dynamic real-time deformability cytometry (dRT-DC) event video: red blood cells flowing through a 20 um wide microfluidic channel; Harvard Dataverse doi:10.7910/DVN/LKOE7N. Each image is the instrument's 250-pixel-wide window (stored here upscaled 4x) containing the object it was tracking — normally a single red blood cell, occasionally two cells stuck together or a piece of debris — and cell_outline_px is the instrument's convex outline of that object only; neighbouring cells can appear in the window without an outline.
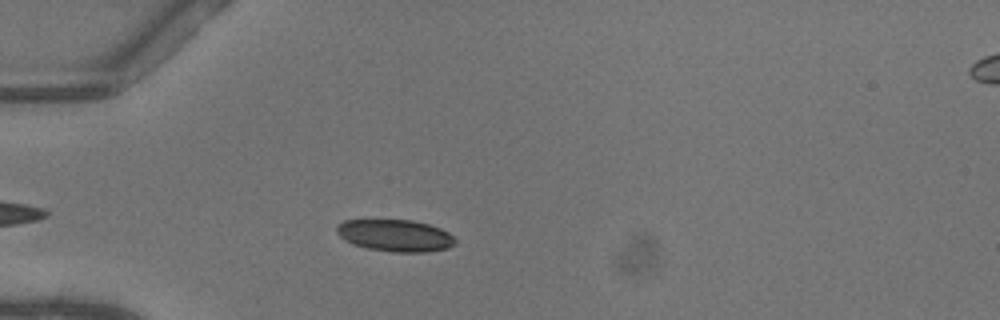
{"species": "common noctule bat (a hibernating species)", "species_latin": "Nyctalus noctula", "temperature_condition": "warm", "stored_images_in_passage": 39, "camera_frame_rate_fps": 3000, "um_per_image_px": 0.085, "animal": {"sex": "female"}, "frame": {"image": 1, "passage_image": 7, "time_ms": 2.0, "image_size_px": [1000, 320], "cell_outline_px": [[456, 244], [448, 248], [428, 252], [392, 252], [368, 248], [352, 244], [344, 240], [336, 232], [336, 224], [344, 220], [412, 220], [428, 224], [440, 228], [448, 232], [456, 240]], "centroid_in_image_um": [33.58, 20.02], "position_along_channel_um": 51.4, "area_um2": 22.2}}
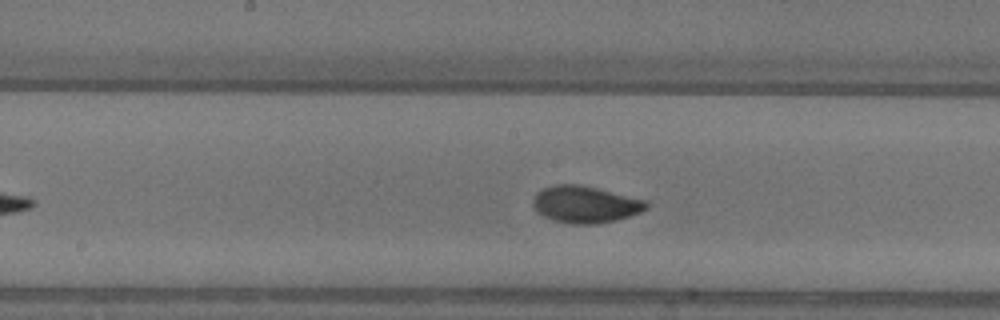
{"frame": {"image": 2, "passage_image": 19, "time_ms": 6.0, "image_size_px": [1000, 320], "cell_outline_px": [[648, 208], [640, 212], [616, 220], [596, 224], [572, 224], [552, 220], [544, 216], [532, 204], [532, 200], [536, 192], [544, 188], [556, 184], [576, 184], [596, 188], [648, 200]], "centroid_in_image_um": [49.76, 17.37], "position_along_channel_um": 198.4, "area_um2": 24.28}}
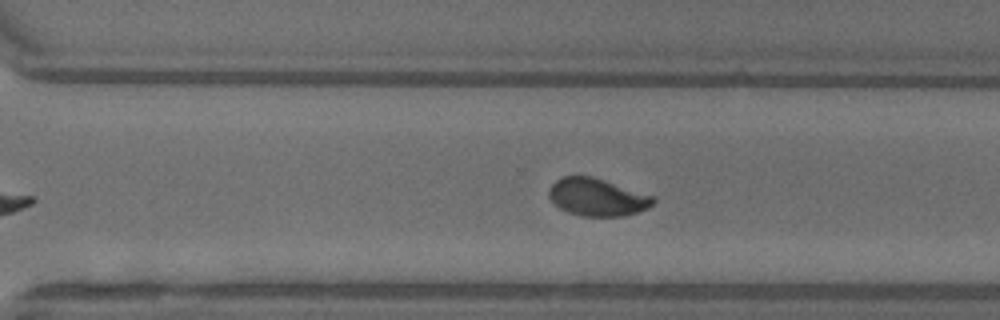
{"frame": {"image": 3, "passage_image": 28, "time_ms": 9.0, "image_size_px": [1000, 320], "cell_outline_px": [[656, 200], [648, 208], [624, 216], [584, 216], [568, 212], [560, 208], [548, 196], [548, 188], [556, 180], [564, 176], [592, 176], [652, 196]], "centroid_in_image_um": [50.73, 16.76], "position_along_channel_um": 319.9, "area_um2": 22.48}, "authors_computed_cell_mechanics": {"area_um2": 22.8888, "velocity_mm_per_s": 4.0702, "shape_relaxation_time_tau1_ms": 3.2296, "shape_relaxation_time_tau2_ms": 0.6957, "deformation_change_tau1": 0.1439, "deformation_change_tau2": 0.0487}}